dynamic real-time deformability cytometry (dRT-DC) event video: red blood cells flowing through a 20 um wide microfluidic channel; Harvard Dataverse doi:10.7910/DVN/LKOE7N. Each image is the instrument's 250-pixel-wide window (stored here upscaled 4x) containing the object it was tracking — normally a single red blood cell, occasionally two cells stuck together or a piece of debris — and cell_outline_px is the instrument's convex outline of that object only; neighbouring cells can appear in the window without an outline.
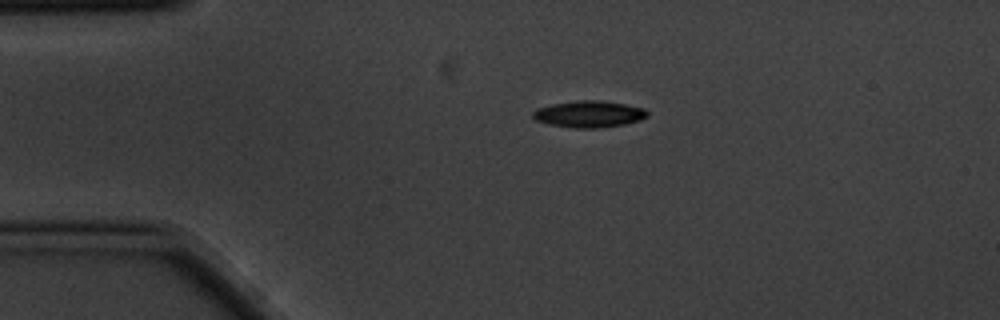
{"species": "common noctule bat (a hibernating species)", "species_latin": "Nyctalus noctula", "temperature_condition": "cold", "stored_images_in_passage": 2, "camera_frame_rate_fps": 3000, "um_per_image_px": 0.085, "animal": {"sex": "male", "body_mass_g": 20.1, "forearm_length_mm": 53.5}, "frame": {"image": 1, "passage_image": 1, "time_ms": 0.0, "image_size_px": [1000, 320], "cell_outline_px": [[648, 116], [640, 120], [624, 124], [596, 128], [572, 128], [548, 124], [536, 120], [532, 116], [532, 112], [536, 108], [552, 104], [580, 100], [600, 100], [624, 104], [644, 108], [648, 112]], "centroid_in_image_um": [50.05, 9.7], "position_along_channel_um": 35.0, "area_um2": 17.74}}